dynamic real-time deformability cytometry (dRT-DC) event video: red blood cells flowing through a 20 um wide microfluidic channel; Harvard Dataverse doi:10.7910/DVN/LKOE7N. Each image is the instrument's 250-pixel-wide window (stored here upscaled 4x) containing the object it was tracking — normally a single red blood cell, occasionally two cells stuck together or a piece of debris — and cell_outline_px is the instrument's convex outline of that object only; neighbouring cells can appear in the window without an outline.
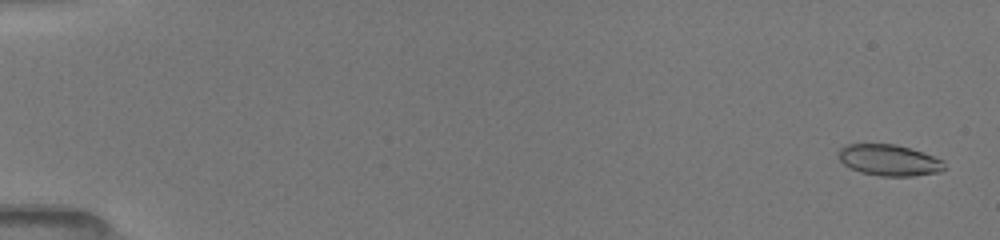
{"species": "common noctule bat (a hibernating species)", "species_latin": "Nyctalus noctula", "temperature_condition": "room temperature", "stored_images_in_passage": 52, "camera_frame_rate_fps": 3000, "um_per_image_px": 0.085, "animal": {"sex": "female", "body_mass_g": 19.5, "forearm_length_mm": 54.1}, "frame": {"image": 1, "passage_image": 2, "time_ms": 0.333, "image_size_px": [1000, 240], "cell_outline_px": [[944, 168], [940, 172], [912, 176], [880, 176], [860, 172], [848, 168], [836, 156], [836, 152], [844, 144], [896, 144], [924, 152], [944, 160]], "centroid_in_image_um": [75.53, 13.61], "position_along_channel_um": 9.5, "area_um2": 19.59}}
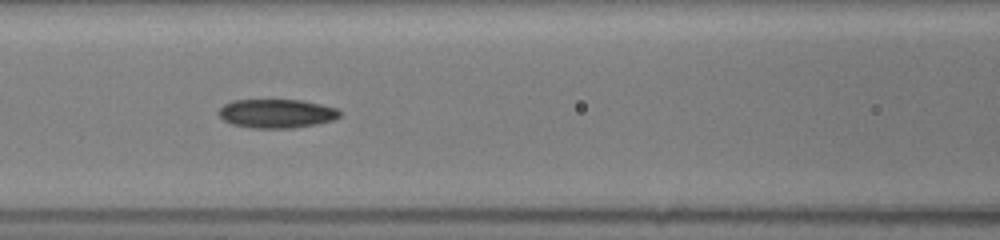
{"frame": {"image": 2, "passage_image": 24, "time_ms": 7.667, "image_size_px": [1000, 240], "cell_outline_px": [[340, 116], [336, 120], [316, 124], [292, 128], [252, 128], [232, 124], [224, 120], [220, 116], [220, 108], [224, 104], [232, 100], [300, 100], [320, 104], [336, 108], [340, 112]], "centroid_in_image_um": [23.53, 9.65], "position_along_channel_um": 143.1, "area_um2": 20.29}}
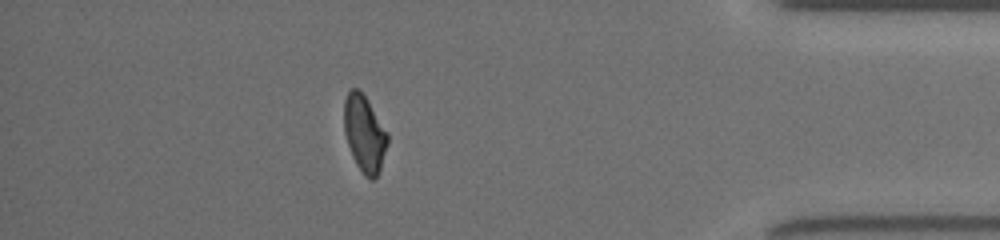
{"frame": {"image": 3, "passage_image": 46, "time_ms": 15.0, "image_size_px": [1000, 240], "cell_outline_px": [[388, 144], [380, 168], [376, 176], [372, 180], [368, 180], [364, 176], [356, 164], [352, 156], [344, 132], [344, 100], [348, 92], [352, 88], [356, 88], [364, 96], [388, 132]], "centroid_in_image_um": [30.97, 11.39], "position_along_channel_um": 404.2, "area_um2": 19.25}, "authors_computed_cell_mechanics": {"area_um2": 19.941, "velocity_mm_per_s": 4.0469, "shape_relaxation_time_tau1_ms": null, "shape_relaxation_time_tau2_ms": 3.2951, "deformation_change_tau1": null, "deformation_change_tau2": 0.0883}}